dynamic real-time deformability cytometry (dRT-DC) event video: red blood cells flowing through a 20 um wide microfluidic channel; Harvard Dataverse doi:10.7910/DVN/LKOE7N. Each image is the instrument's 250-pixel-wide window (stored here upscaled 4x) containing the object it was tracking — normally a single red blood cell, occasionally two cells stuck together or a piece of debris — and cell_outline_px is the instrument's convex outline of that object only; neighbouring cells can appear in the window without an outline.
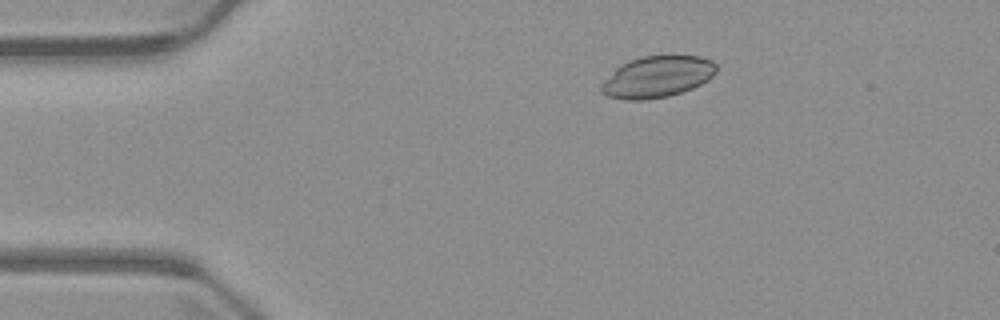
{"species": "common noctule bat (a hibernating species)", "species_latin": "Nyctalus noctula", "temperature_condition": "warm", "stored_images_in_passage": 5, "camera_frame_rate_fps": 3000, "um_per_image_px": 0.085, "animal": {"sex": "male", "body_mass_g": 23.1, "forearm_length_mm": 52.7}, "frame": {"image": 1, "passage_image": 3, "time_ms": 2.333, "image_size_px": [1000, 320], "cell_outline_px": [[716, 72], [708, 80], [692, 88], [668, 96], [644, 100], [628, 100], [608, 96], [600, 92], [600, 84], [616, 68], [628, 60], [640, 56], [668, 52], [672, 52], [700, 56], [712, 60], [716, 64]], "centroid_in_image_um": [55.88, 6.46], "position_along_channel_um": 29.1, "area_um2": 28.67}}